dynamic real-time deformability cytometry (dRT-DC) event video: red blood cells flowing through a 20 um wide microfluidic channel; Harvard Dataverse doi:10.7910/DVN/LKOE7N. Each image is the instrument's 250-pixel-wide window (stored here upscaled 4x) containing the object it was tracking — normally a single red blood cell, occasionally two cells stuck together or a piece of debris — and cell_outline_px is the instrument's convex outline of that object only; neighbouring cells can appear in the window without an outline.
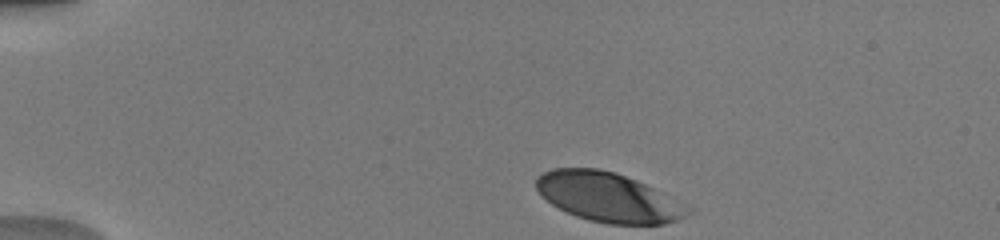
{"species": "human", "species_latin": "Homo sapiens", "temperature_condition": "warm", "stored_images_in_passage": 38, "camera_frame_rate_fps": 3000, "um_per_image_px": 0.085, "donor": {"sex": "male"}, "frame": {"image": 1, "passage_image": 1, "time_ms": 0.0, "image_size_px": [1000, 240], "cell_outline_px": [[692, 212], [676, 220], [664, 224], [608, 224], [588, 220], [576, 216], [552, 204], [536, 188], [536, 176], [552, 168], [600, 168], [616, 172], [636, 180], [692, 208]], "centroid_in_image_um": [51.68, 16.76], "position_along_channel_um": 33.3, "area_um2": 43.18}}
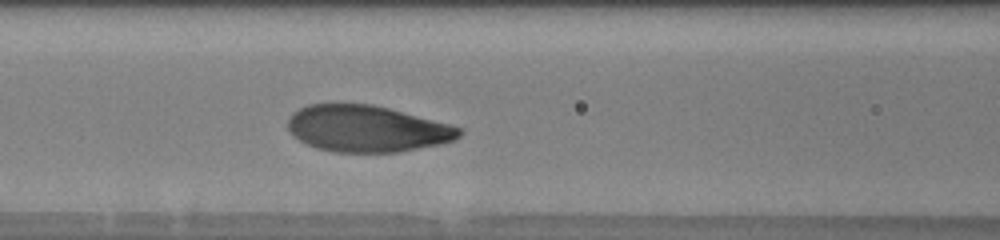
{"frame": {"image": 2, "passage_image": 14, "time_ms": 4.333, "image_size_px": [1000, 240], "cell_outline_px": [[464, 132], [456, 140], [440, 144], [400, 152], [336, 152], [316, 148], [292, 136], [288, 128], [288, 120], [292, 112], [308, 104], [372, 104], [388, 108], [448, 124], [460, 128]], "centroid_in_image_um": [31.17, 10.95], "position_along_channel_um": 135.4, "area_um2": 46.3}}
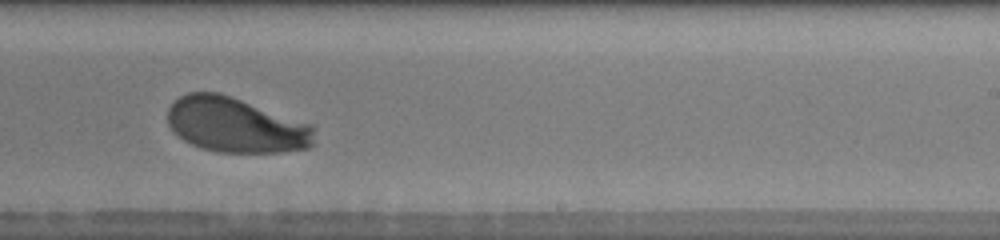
{"frame": {"image": 3, "passage_image": 24, "time_ms": 7.667, "image_size_px": [1000, 240], "cell_outline_px": [[316, 128], [312, 144], [308, 148], [284, 152], [216, 152], [200, 148], [184, 140], [172, 132], [168, 124], [168, 108], [180, 96], [188, 92], [220, 92], [312, 124]], "centroid_in_image_um": [20.05, 10.63], "position_along_channel_um": 269.0, "area_um2": 47.34}, "authors_computed_cell_mechanics": {"area_um2": 47.7717, "velocity_mm_per_s": 4.0199, "shape_relaxation_time_tau1_ms": 2.1307, "shape_relaxation_time_tau2_ms": null, "deformation_change_tau1": 0.1464, "deformation_change_tau2": null}}